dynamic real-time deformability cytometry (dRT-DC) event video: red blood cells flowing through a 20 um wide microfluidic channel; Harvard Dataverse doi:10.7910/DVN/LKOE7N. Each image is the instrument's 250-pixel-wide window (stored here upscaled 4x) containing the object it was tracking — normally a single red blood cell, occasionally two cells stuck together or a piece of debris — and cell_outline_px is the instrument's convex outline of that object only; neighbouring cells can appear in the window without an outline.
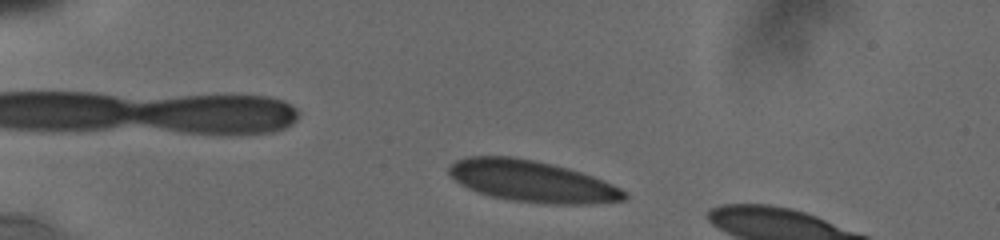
{"species": "human", "species_latin": "Homo sapiens", "temperature_condition": "cold", "stored_images_in_passage": 12, "camera_frame_rate_fps": 3000, "um_per_image_px": 0.085, "donor": {"sex": "male"}, "frame": {"image": 1, "passage_image": 5, "time_ms": 1.0, "image_size_px": [1000, 240], "cell_outline_px": [[628, 196], [624, 200], [592, 204], [544, 204], [512, 200], [492, 196], [468, 188], [460, 184], [448, 172], [448, 168], [456, 160], [468, 156], [512, 156], [532, 160], [568, 168], [592, 176], [612, 184], [620, 188]], "centroid_in_image_um": [45.22, 15.41], "position_along_channel_um": 39.8, "area_um2": 42.02}}